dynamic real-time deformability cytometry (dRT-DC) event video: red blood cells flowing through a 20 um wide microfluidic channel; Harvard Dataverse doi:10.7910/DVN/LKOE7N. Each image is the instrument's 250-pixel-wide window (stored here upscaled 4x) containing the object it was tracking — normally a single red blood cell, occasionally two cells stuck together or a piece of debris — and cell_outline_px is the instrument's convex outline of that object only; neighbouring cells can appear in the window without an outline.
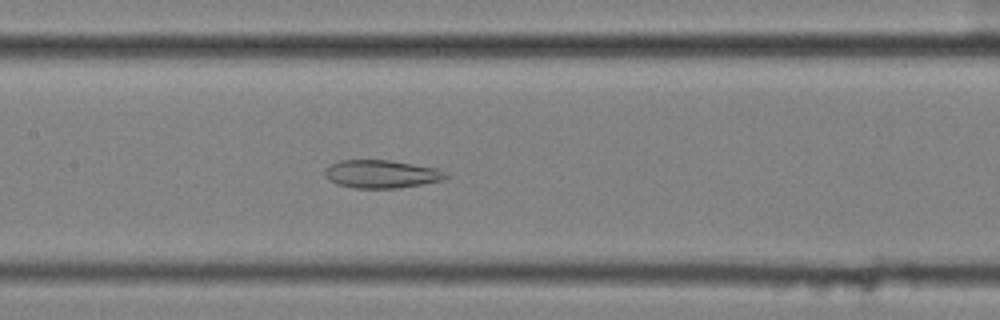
{"species": "common noctule bat (a hibernating species)", "species_latin": "Nyctalus noctula", "temperature_condition": "cold", "stored_images_in_passage": 57, "segment_of_instrument_passage": [2, 2], "camera_frame_rate_fps": 3000, "um_per_image_px": 0.085, "animal": {"sex": "female", "body_mass_g": 25.1}, "frame": {"image": 1, "passage_image": 28, "time_ms": 9.0, "image_size_px": [1000, 320], "cell_outline_px": [[448, 176], [444, 180], [396, 188], [356, 188], [336, 184], [328, 180], [324, 176], [324, 172], [332, 164], [340, 160], [388, 160], [436, 168], [448, 172]], "centroid_in_image_um": [32.42, 14.79], "position_along_channel_um": 175.0, "area_um2": 19.65}}
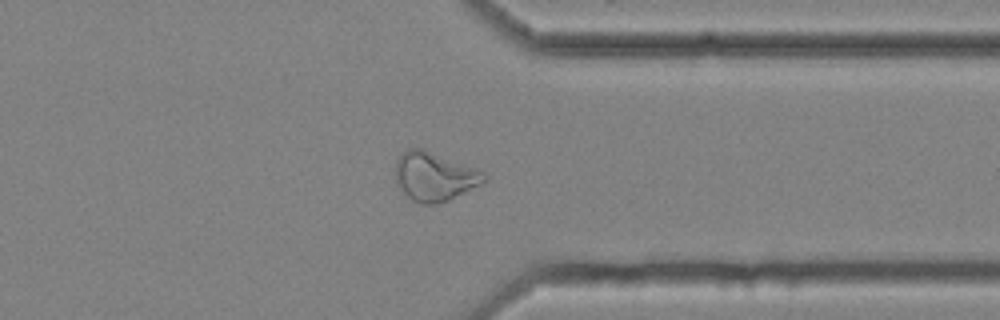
{"frame": {"image": 2, "passage_image": 45, "time_ms": 14.667, "image_size_px": [1000, 320], "cell_outline_px": [[488, 180], [484, 184], [440, 204], [420, 204], [412, 200], [396, 184], [396, 160], [408, 148], [420, 148], [484, 172], [488, 176]], "centroid_in_image_um": [36.95, 15.04], "position_along_channel_um": 374.4, "area_um2": 25.09}}
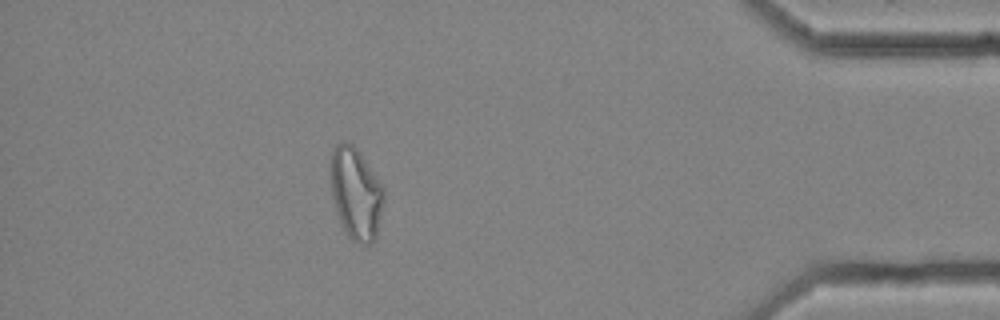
{"frame": {"image": 3, "passage_image": 51, "time_ms": 16.667, "image_size_px": [1000, 320], "cell_outline_px": [[384, 200], [376, 240], [368, 248], [348, 240], [340, 224], [336, 212], [332, 196], [332, 148], [336, 144], [352, 144], [356, 148], [384, 188]], "centroid_in_image_um": [30.27, 16.6], "position_along_channel_um": 404.9, "area_um2": 28.61}}